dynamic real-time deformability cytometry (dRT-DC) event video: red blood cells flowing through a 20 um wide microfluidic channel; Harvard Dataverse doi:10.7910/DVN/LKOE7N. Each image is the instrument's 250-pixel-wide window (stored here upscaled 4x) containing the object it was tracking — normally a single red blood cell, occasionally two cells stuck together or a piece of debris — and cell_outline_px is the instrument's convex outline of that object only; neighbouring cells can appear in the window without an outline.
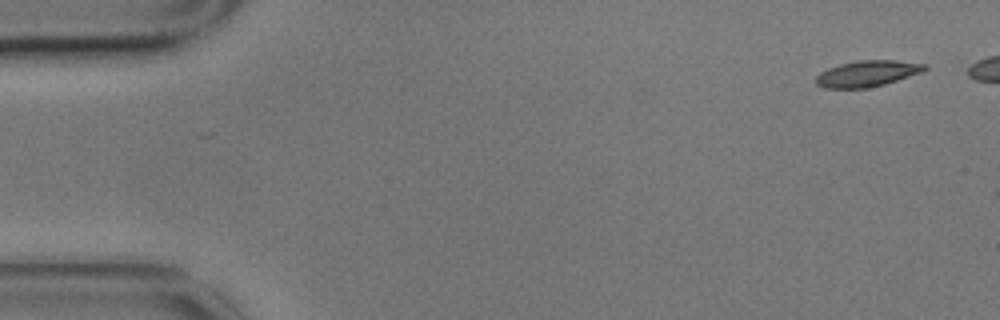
{"species": "common noctule bat (a hibernating species)", "species_latin": "Nyctalus noctula", "temperature_condition": "cold", "stored_images_in_passage": 7, "camera_frame_rate_fps": 3000, "um_per_image_px": 0.085, "animal": {"sex": "male", "body_mass_g": 17.9}, "frame": {"image": 1, "passage_image": 1, "time_ms": 0.0, "image_size_px": [1000, 320], "cell_outline_px": [[928, 68], [924, 72], [884, 84], [868, 88], [824, 88], [816, 84], [816, 76], [820, 72], [828, 68], [840, 64], [856, 60], [896, 60], [928, 64]], "centroid_in_image_um": [73.75, 6.25], "position_along_channel_um": 11.2, "area_um2": 16.7}}